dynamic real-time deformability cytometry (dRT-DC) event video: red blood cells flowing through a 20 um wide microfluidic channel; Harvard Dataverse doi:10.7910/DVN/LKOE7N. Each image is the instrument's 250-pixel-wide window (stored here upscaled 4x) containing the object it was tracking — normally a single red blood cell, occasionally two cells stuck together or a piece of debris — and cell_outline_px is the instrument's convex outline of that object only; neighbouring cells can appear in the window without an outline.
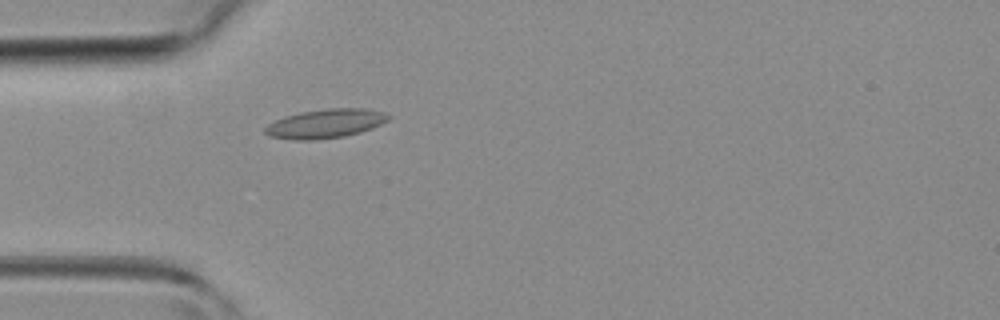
{"species": "common noctule bat (a hibernating species)", "species_latin": "Nyctalus noctula", "temperature_condition": "room temperature", "stored_images_in_passage": 32, "camera_frame_rate_fps": 3000, "um_per_image_px": 0.085, "animal": {"sex": "female", "body_mass_g": 19.3, "forearm_length_mm": 54.1}, "frame": {"image": 1, "passage_image": 2, "time_ms": 0.333, "image_size_px": [1000, 320], "cell_outline_px": [[392, 116], [388, 120], [372, 128], [360, 132], [344, 136], [312, 140], [296, 140], [268, 136], [264, 132], [264, 128], [268, 124], [284, 116], [300, 112], [328, 108], [364, 108], [384, 112]], "centroid_in_image_um": [27.66, 10.5], "position_along_channel_um": 57.3, "area_um2": 20.87}}
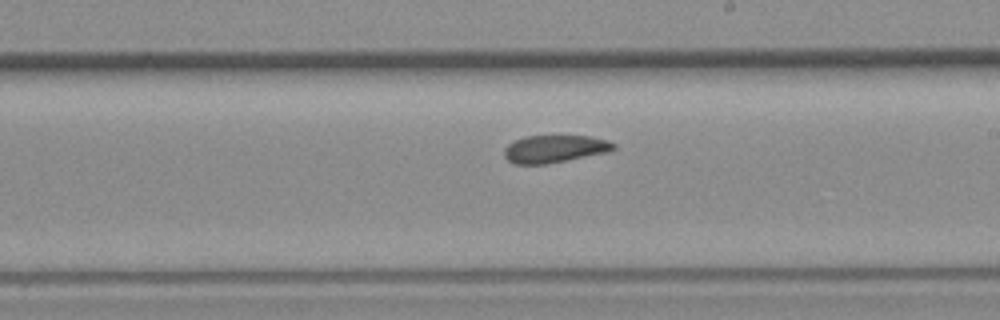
{"frame": {"image": 2, "passage_image": 14, "time_ms": 4.333, "image_size_px": [1000, 320], "cell_outline_px": [[616, 148], [608, 152], [568, 160], [544, 164], [516, 164], [508, 160], [504, 156], [504, 148], [508, 144], [524, 136], [592, 136], [608, 140], [616, 144]], "centroid_in_image_um": [47.16, 12.65], "position_along_channel_um": 241.8, "area_um2": 17.57}}
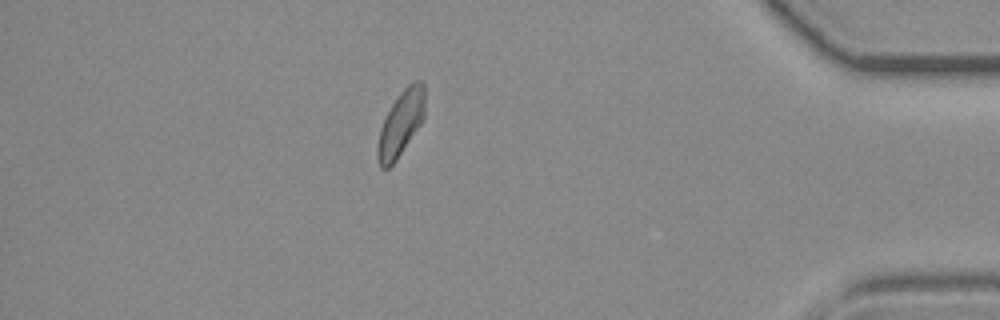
{"frame": {"image": 3, "passage_image": 27, "time_ms": 8.667, "image_size_px": [1000, 320], "cell_outline_px": [[424, 116], [420, 124], [396, 160], [388, 168], [380, 168], [376, 156], [376, 148], [380, 128], [392, 104], [400, 92], [408, 84], [416, 80], [420, 80], [424, 84]], "centroid_in_image_um": [34.05, 10.5], "position_along_channel_um": 401.2, "area_um2": 17.74}}